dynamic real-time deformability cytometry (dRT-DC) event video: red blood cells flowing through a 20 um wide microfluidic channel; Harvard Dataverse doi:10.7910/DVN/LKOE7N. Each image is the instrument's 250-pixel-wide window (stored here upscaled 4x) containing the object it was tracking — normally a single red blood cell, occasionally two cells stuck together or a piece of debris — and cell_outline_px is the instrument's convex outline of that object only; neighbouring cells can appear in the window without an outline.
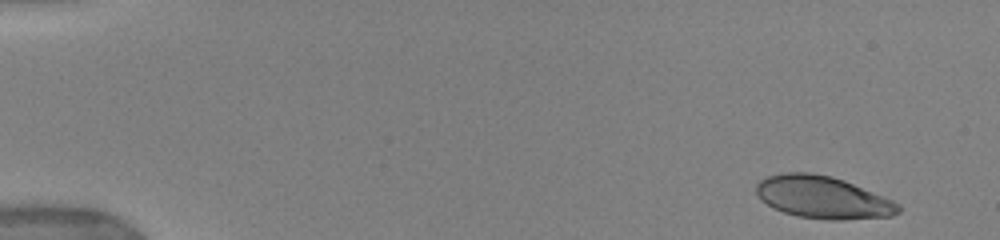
{"species": "human", "species_latin": "Homo sapiens", "temperature_condition": "warm", "stored_images_in_passage": 33, "camera_frame_rate_fps": 3000, "um_per_image_px": 0.085, "donor": {"sex": "female"}, "frame": {"image": 1, "passage_image": 1, "time_ms": 0.0, "image_size_px": [1000, 240], "cell_outline_px": [[900, 212], [892, 216], [844, 220], [828, 220], [796, 216], [772, 208], [760, 200], [756, 192], [756, 184], [760, 180], [768, 176], [784, 172], [808, 172], [828, 176], [844, 180], [892, 200], [900, 204]], "centroid_in_image_um": [69.91, 16.78], "position_along_channel_um": 15.1, "area_um2": 35.14}}
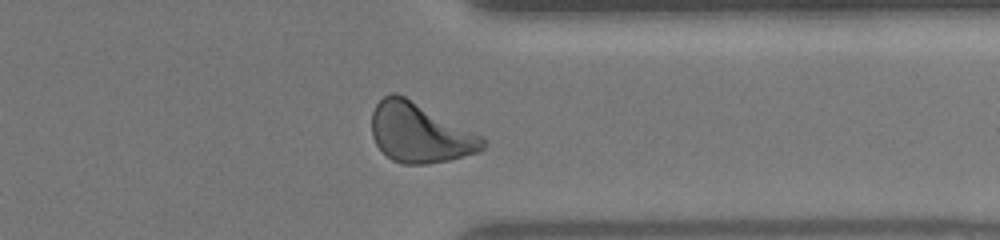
{"frame": {"image": 2, "passage_image": 28, "time_ms": 12.667, "image_size_px": [1000, 240], "cell_outline_px": [[488, 144], [480, 152], [448, 160], [428, 164], [400, 164], [392, 160], [376, 144], [372, 136], [372, 112], [376, 104], [384, 96], [392, 92], [396, 92], [484, 136], [488, 140]], "centroid_in_image_um": [35.72, 11.3], "position_along_channel_um": 375.7, "area_um2": 38.73}}
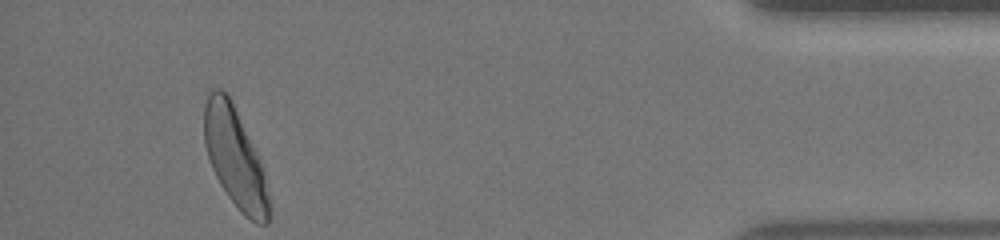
{"frame": {"image": 3, "passage_image": 32, "time_ms": 15.0, "image_size_px": [1000, 240], "cell_outline_px": [[272, 208], [268, 224], [256, 224], [244, 216], [240, 212], [228, 196], [220, 184], [212, 168], [204, 144], [204, 104], [208, 92], [212, 88], [220, 88], [228, 96], [260, 160], [264, 172]], "centroid_in_image_um": [19.98, 13.48], "position_along_channel_um": 415.2, "area_um2": 37.57}, "authors_computed_cell_mechanics": {"area_um2": 36.9342, "velocity_mm_per_s": 3.9272, "shape_relaxation_time_tau1_ms": 3.3919, "shape_relaxation_time_tau2_ms": null, "deformation_change_tau1": 0.171, "deformation_change_tau2": null}}